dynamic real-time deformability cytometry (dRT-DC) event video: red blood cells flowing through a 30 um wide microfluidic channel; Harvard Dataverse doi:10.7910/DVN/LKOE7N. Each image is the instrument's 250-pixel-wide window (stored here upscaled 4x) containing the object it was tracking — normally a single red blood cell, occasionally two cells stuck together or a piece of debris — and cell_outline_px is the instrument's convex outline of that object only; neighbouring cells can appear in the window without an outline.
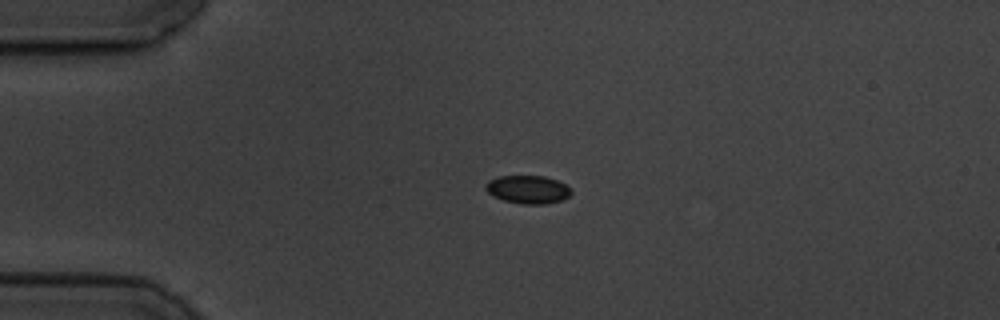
{"species": "common noctule bat (a hibernating species)", "species_latin": "Nyctalus noctula", "temperature_condition": "cold", "stored_images_in_passage": 5, "camera_frame_rate_fps": 3000, "um_per_image_px": 0.085, "animal": {"sex": "male", "body_mass_g": 19.5, "forearm_length_mm": 54.6}, "frame": {"image": 1, "passage_image": 4, "time_ms": 3.333, "image_size_px": [1000, 320], "cell_outline_px": [[572, 192], [568, 196], [560, 200], [544, 204], [524, 204], [504, 200], [492, 196], [484, 188], [484, 184], [488, 180], [500, 176], [544, 176], [556, 180], [572, 188]], "centroid_in_image_um": [44.84, 16.1], "position_along_channel_um": 40.2, "area_um2": 13.99}}